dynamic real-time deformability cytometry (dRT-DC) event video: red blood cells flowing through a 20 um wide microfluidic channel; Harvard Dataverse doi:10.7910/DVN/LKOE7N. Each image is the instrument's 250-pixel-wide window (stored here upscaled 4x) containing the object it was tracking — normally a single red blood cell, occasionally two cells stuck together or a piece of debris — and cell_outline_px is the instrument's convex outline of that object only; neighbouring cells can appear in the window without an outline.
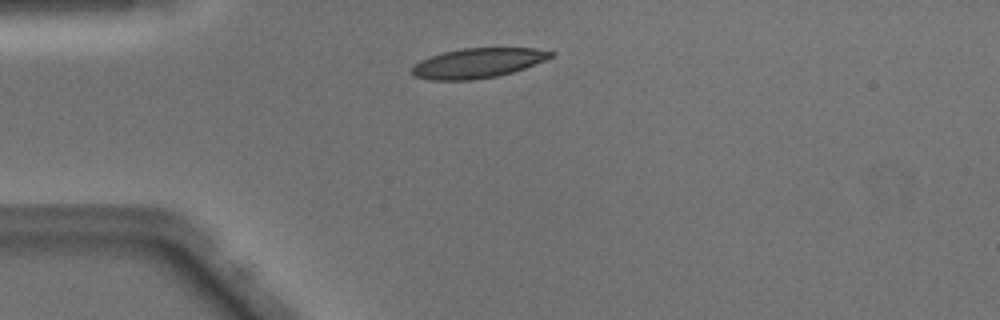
{"species": "Egyptian fruit bat (a non-hibernating species)", "species_latin": "Rousettus aegyptiacus", "temperature_condition": "warm", "stored_images_in_passage": 38, "camera_frame_rate_fps": 3000, "um_per_image_px": 0.085, "animal": {"sex": "male"}, "frame": {"image": 1, "passage_image": 1, "time_ms": 0.0, "image_size_px": [1000, 320], "cell_outline_px": [[556, 52], [552, 56], [544, 60], [524, 68], [512, 72], [496, 76], [472, 80], [432, 80], [416, 76], [412, 72], [412, 64], [420, 60], [444, 52], [464, 48], [536, 48]], "centroid_in_image_um": [40.61, 5.35], "position_along_channel_um": 44.4, "area_um2": 23.87}}
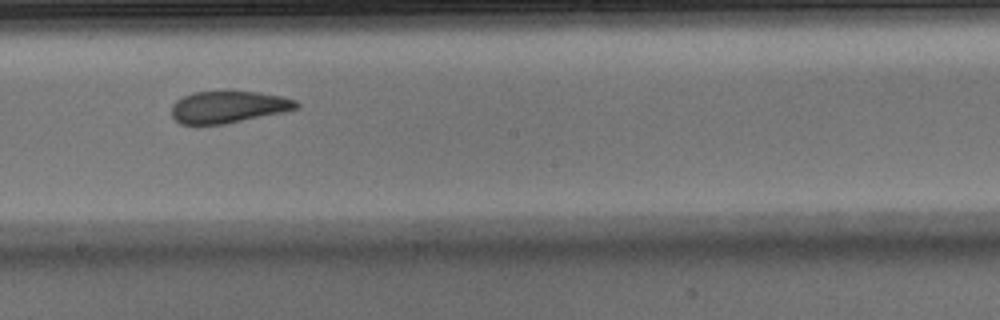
{"frame": {"image": 2, "passage_image": 16, "time_ms": 5.0, "image_size_px": [1000, 320], "cell_outline_px": [[300, 108], [284, 112], [224, 124], [180, 124], [172, 116], [172, 104], [176, 100], [192, 92], [224, 88], [228, 88], [284, 96], [296, 100], [300, 104]], "centroid_in_image_um": [19.43, 9.04], "position_along_channel_um": 228.8, "area_um2": 24.16}}
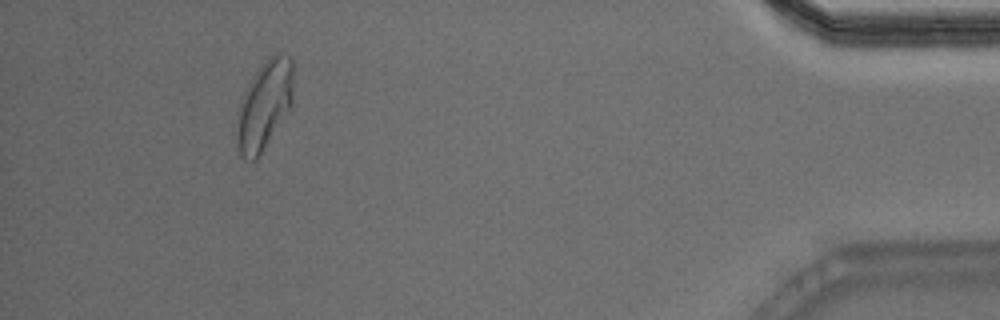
{"frame": {"image": 3, "passage_image": 34, "time_ms": 11.0, "image_size_px": [1000, 320], "cell_outline_px": [[292, 104], [256, 160], [252, 160], [240, 156], [236, 112], [240, 100], [248, 84], [256, 72], [268, 56], [280, 52], [288, 56], [292, 60]], "centroid_in_image_um": [22.46, 8.89], "position_along_channel_um": 412.7, "area_um2": 28.61}, "authors_computed_cell_mechanics": {"area_um2": 24.7095, "velocity_mm_per_s": 4.0752, "shape_relaxation_time_tau1_ms": 5.79, "shape_relaxation_time_tau2_ms": 1.7304, "deformation_change_tau1": 0.189, "deformation_change_tau2": 0.0829}}